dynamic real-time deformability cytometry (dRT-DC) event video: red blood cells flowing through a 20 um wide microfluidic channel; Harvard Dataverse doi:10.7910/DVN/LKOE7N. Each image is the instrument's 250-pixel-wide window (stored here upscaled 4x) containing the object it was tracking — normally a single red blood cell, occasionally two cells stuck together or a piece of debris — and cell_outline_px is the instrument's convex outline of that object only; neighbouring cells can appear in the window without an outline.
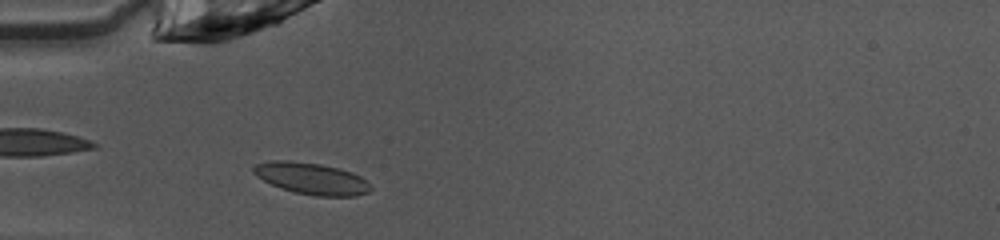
{"species": "common noctule bat (a hibernating species)", "species_latin": "Nyctalus noctula", "temperature_condition": "warm", "stored_images_in_passage": 24, "camera_frame_rate_fps": 3000, "um_per_image_px": 0.085, "animal": {"sex": "female", "body_mass_g": 10.0, "forearm_length_mm": 53.1}, "frame": {"image": 1, "passage_image": 2, "time_ms": 0.333, "image_size_px": [1000, 240], "cell_outline_px": [[372, 188], [368, 192], [356, 196], [316, 196], [296, 192], [280, 188], [256, 176], [252, 172], [252, 168], [256, 164], [272, 160], [288, 160], [320, 164], [340, 168], [352, 172], [368, 180]], "centroid_in_image_um": [26.5, 15.17], "position_along_channel_um": 58.5, "area_um2": 21.68}}
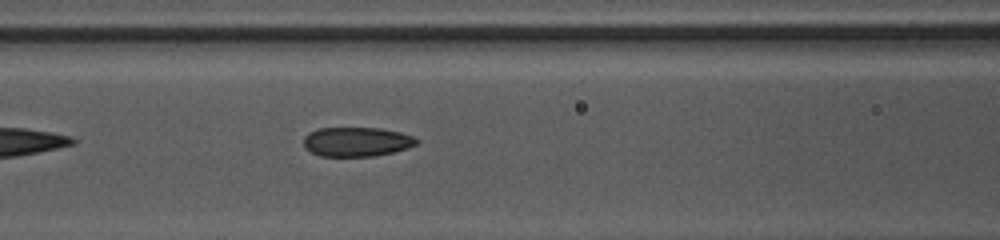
{"frame": {"image": 2, "passage_image": 8, "time_ms": 2.333, "image_size_px": [1000, 240], "cell_outline_px": [[420, 140], [416, 144], [408, 148], [376, 156], [320, 156], [304, 148], [304, 136], [308, 132], [320, 128], [380, 128], [400, 132], [412, 136]], "centroid_in_image_um": [30.31, 12.05], "position_along_channel_um": 136.3, "area_um2": 19.36}}
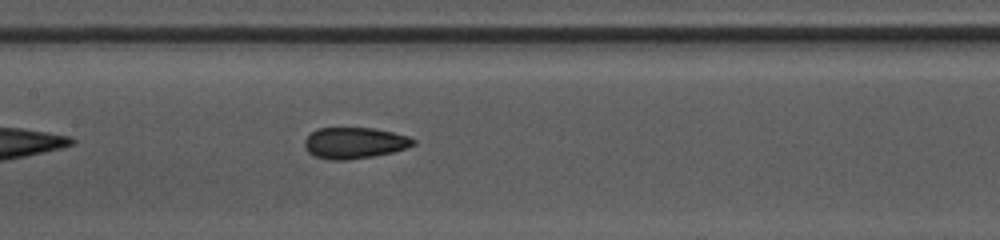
{"frame": {"image": 3, "passage_image": 11, "time_ms": 3.333, "image_size_px": [1000, 240], "cell_outline_px": [[416, 144], [408, 148], [392, 152], [372, 156], [348, 160], [332, 160], [312, 156], [304, 148], [304, 140], [316, 128], [372, 128], [392, 132], [408, 136], [416, 140]], "centroid_in_image_um": [30.12, 12.15], "position_along_channel_um": 177.3, "area_um2": 19.88}}